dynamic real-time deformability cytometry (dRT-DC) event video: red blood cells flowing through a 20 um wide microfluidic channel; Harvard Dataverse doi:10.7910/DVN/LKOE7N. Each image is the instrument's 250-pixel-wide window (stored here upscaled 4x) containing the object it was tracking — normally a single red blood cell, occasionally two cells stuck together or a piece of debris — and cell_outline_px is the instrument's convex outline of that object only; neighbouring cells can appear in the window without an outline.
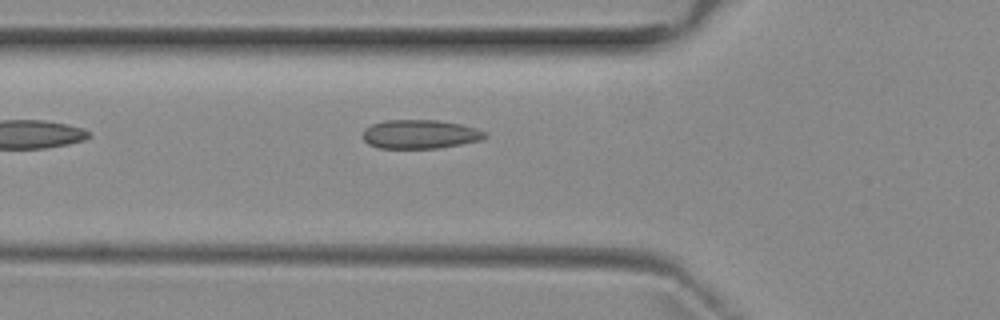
{"species": "common noctule bat (a hibernating species)", "species_latin": "Nyctalus noctula", "temperature_condition": "room temperature", "stored_images_in_passage": 5, "camera_frame_rate_fps": 3000, "um_per_image_px": 0.085, "animal": {"sex": "female", "body_mass_g": 29.2, "forearm_length_mm": 56.3}, "frame": {"image": 1, "passage_image": 5, "time_ms": 4.667, "image_size_px": [1000, 320], "cell_outline_px": [[488, 136], [480, 140], [440, 148], [380, 148], [368, 144], [360, 136], [364, 128], [372, 124], [384, 120], [436, 120], [460, 124], [476, 128], [488, 132]], "centroid_in_image_um": [35.68, 11.4], "position_along_channel_um": 90.1, "area_um2": 20.75}}